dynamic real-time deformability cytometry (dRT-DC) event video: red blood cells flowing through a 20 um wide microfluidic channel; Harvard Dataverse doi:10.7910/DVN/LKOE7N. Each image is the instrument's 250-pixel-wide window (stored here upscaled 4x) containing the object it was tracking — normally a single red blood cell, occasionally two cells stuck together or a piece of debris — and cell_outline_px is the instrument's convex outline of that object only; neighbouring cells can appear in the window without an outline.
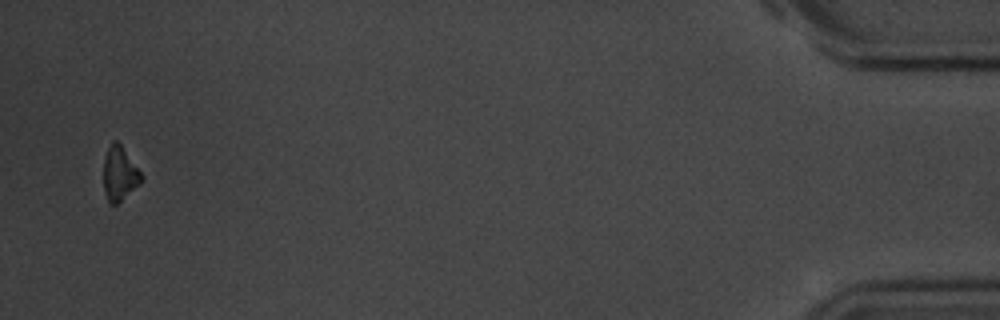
{"species": "common noctule bat (a hibernating species)", "species_latin": "Nyctalus noctula", "temperature_condition": "room temperature", "stored_images_in_passage": 15, "camera_frame_rate_fps": 3000, "um_per_image_px": 0.085, "animal": {"sex": "male", "body_mass_g": 20.1, "forearm_length_mm": 53.5}, "frame": {"image": 1, "passage_image": 15, "time_ms": 18.0, "image_size_px": [1000, 320], "cell_outline_px": [[144, 180], [140, 184], [116, 204], [108, 204], [104, 192], [104, 160], [108, 148], [112, 140], [116, 140], [120, 144], [144, 176]], "centroid_in_image_um": [10.17, 14.78], "position_along_channel_um": 425.0, "area_um2": 11.91}, "authors_computed_cell_mechanics": {"area_um2": 22.1374, "velocity_mm_per_s": 3.4718, "shape_relaxation_time_tau1_ms": 3.9343, "shape_relaxation_time_tau2_ms": 3.1003, "deformation_change_tau1": 0.16, "deformation_change_tau2": 0.0849}}